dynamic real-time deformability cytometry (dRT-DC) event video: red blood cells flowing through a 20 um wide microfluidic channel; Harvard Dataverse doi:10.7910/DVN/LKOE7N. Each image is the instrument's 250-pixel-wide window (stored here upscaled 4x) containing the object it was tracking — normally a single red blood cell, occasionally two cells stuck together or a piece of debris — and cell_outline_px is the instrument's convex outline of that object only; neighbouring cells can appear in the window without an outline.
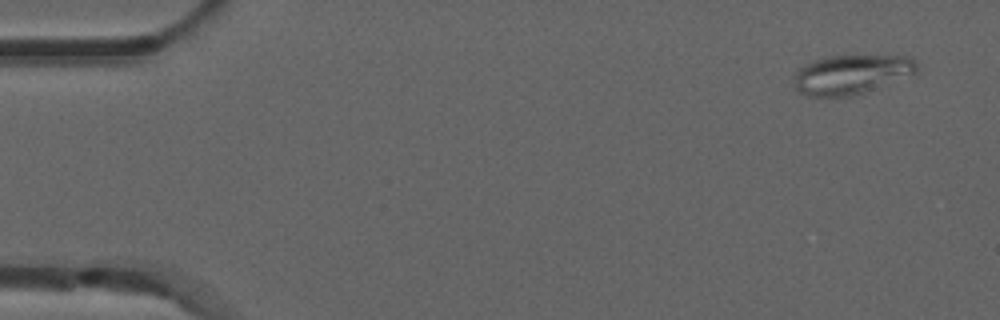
{"species": "common noctule bat (a hibernating species)", "species_latin": "Nyctalus noctula", "temperature_condition": "room temperature", "stored_images_in_passage": 7, "camera_frame_rate_fps": 3000, "um_per_image_px": 0.085, "animal": {"sex": "male", "forearm_length_mm": 52.5}, "frame": {"image": 1, "passage_image": 1, "time_ms": 0.0, "image_size_px": [1000, 320], "cell_outline_px": [[916, 72], [864, 92], [852, 96], [808, 96], [800, 92], [796, 88], [792, 76], [804, 64], [812, 60], [828, 56], [912, 56], [916, 60]], "centroid_in_image_um": [72.31, 6.31], "position_along_channel_um": 12.7, "area_um2": 27.86}}
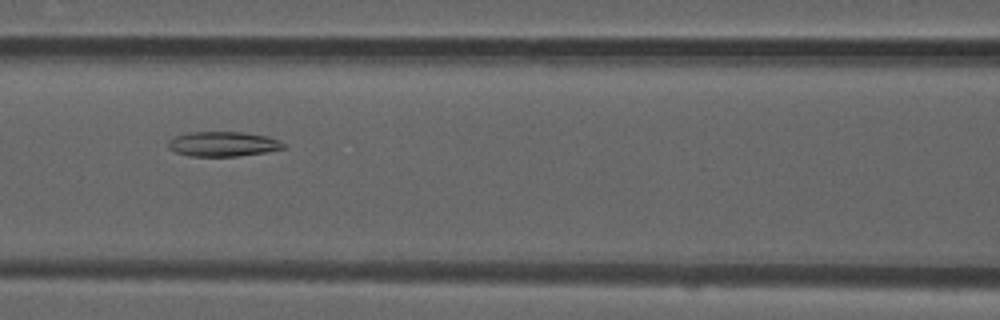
{"frame": {"image": 2, "passage_image": 6, "time_ms": 1.667, "image_size_px": [1000, 320], "cell_outline_px": [[288, 148], [264, 152], [236, 156], [188, 156], [176, 152], [168, 148], [168, 140], [176, 136], [188, 132], [240, 132], [268, 136], [284, 144]], "centroid_in_image_um": [18.93, 12.24], "position_along_channel_um": 147.7, "area_um2": 16.59}}
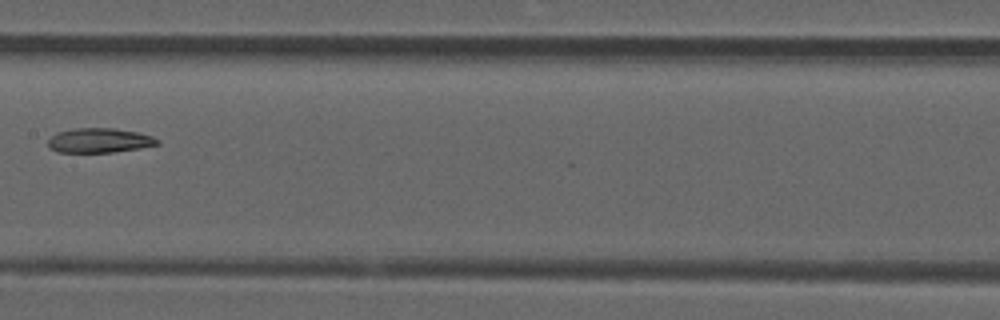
{"frame": {"image": 3, "passage_image": 7, "time_ms": 2.0, "image_size_px": [1000, 320], "cell_outline_px": [[160, 144], [140, 148], [112, 152], [56, 152], [48, 148], [48, 140], [56, 132], [72, 128], [112, 128], [136, 132], [152, 136], [160, 140]], "centroid_in_image_um": [8.42, 11.94], "position_along_channel_um": 199.0, "area_um2": 15.72}}